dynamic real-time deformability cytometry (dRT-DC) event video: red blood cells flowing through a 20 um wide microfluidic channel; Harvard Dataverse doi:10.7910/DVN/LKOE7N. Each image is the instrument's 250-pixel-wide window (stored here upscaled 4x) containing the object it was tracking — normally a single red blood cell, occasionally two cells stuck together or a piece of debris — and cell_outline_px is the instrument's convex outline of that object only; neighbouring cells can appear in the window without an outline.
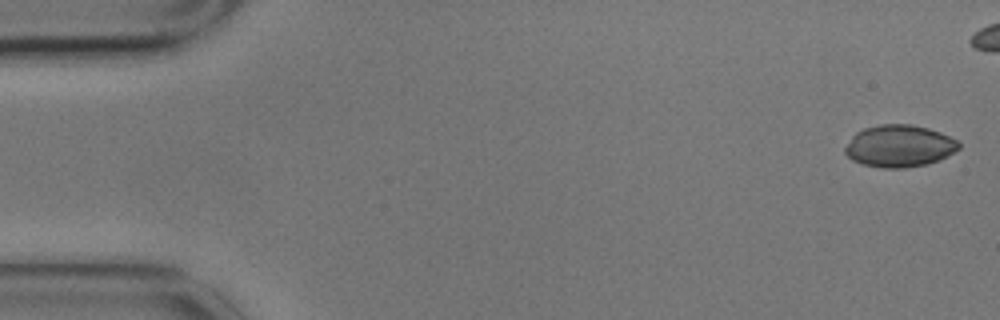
{"species": "common noctule bat (a hibernating species)", "species_latin": "Nyctalus noctula", "temperature_condition": "cold", "stored_images_in_passage": 7, "camera_frame_rate_fps": 3000, "um_per_image_px": 0.085, "animal": {"sex": "male", "body_mass_g": 17.9}, "frame": {"image": 1, "passage_image": 1, "time_ms": 0.0, "image_size_px": [1000, 320], "cell_outline_px": [[960, 148], [940, 160], [924, 164], [904, 168], [880, 168], [864, 164], [852, 160], [844, 152], [844, 148], [852, 136], [856, 132], [864, 128], [880, 124], [912, 124], [928, 128], [940, 132], [956, 140], [960, 144]], "centroid_in_image_um": [76.42, 12.41], "position_along_channel_um": 8.6, "area_um2": 27.86}}